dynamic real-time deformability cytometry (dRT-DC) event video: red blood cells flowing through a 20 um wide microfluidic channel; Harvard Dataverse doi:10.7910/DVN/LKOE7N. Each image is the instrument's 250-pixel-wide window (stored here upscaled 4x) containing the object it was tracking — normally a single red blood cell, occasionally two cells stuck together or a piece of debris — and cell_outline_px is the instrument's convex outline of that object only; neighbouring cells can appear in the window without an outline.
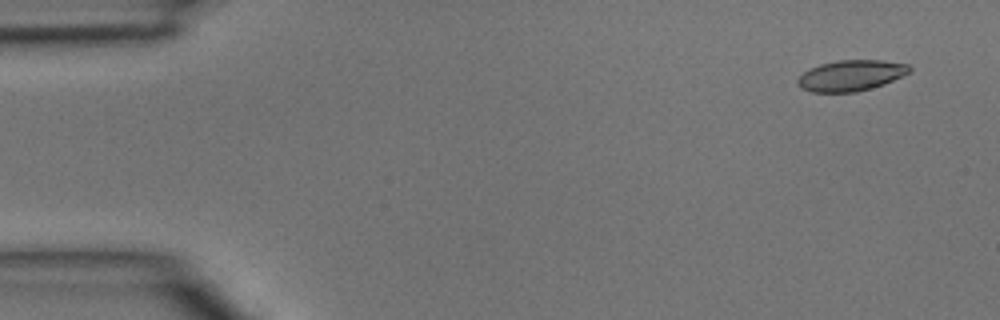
{"species": "common noctule bat (a hibernating species)", "species_latin": "Nyctalus noctula", "temperature_condition": "room temperature", "stored_images_in_passage": 44, "camera_frame_rate_fps": 3000, "um_per_image_px": 0.085, "animal": {"sex": "male", "body_mass_g": 15.6}, "frame": {"image": 1, "passage_image": 1, "time_ms": 0.0, "image_size_px": [1000, 320], "cell_outline_px": [[912, 68], [908, 72], [884, 84], [856, 92], [812, 92], [800, 88], [796, 84], [796, 80], [804, 72], [820, 64], [836, 60], [880, 60], [908, 64]], "centroid_in_image_um": [72.29, 6.42], "position_along_channel_um": 12.7, "area_um2": 19.94}}
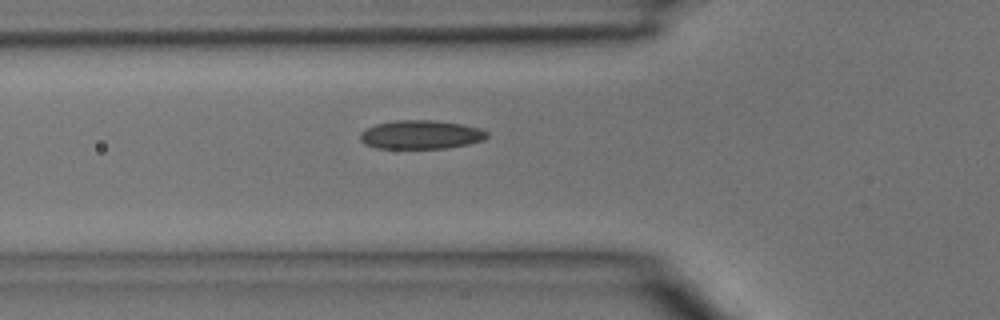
{"frame": {"image": 2, "passage_image": 14, "time_ms": 4.333, "image_size_px": [1000, 320], "cell_outline_px": [[488, 136], [484, 140], [468, 144], [448, 148], [376, 148], [364, 144], [360, 140], [360, 132], [376, 124], [396, 120], [432, 120], [460, 124], [480, 128], [488, 132]], "centroid_in_image_um": [35.77, 11.45], "position_along_channel_um": 90.0, "area_um2": 21.21}}
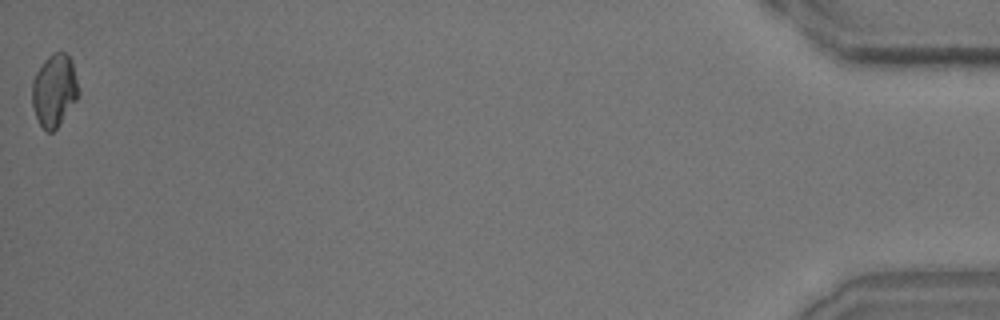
{"frame": {"image": 3, "passage_image": 44, "time_ms": 14.333, "image_size_px": [1000, 320], "cell_outline_px": [[80, 96], [56, 128], [52, 132], [48, 132], [40, 124], [32, 108], [32, 80], [36, 72], [44, 60], [52, 52], [64, 52], [72, 60], [80, 92]], "centroid_in_image_um": [4.62, 7.66], "position_along_channel_um": 430.6, "area_um2": 19.71}}